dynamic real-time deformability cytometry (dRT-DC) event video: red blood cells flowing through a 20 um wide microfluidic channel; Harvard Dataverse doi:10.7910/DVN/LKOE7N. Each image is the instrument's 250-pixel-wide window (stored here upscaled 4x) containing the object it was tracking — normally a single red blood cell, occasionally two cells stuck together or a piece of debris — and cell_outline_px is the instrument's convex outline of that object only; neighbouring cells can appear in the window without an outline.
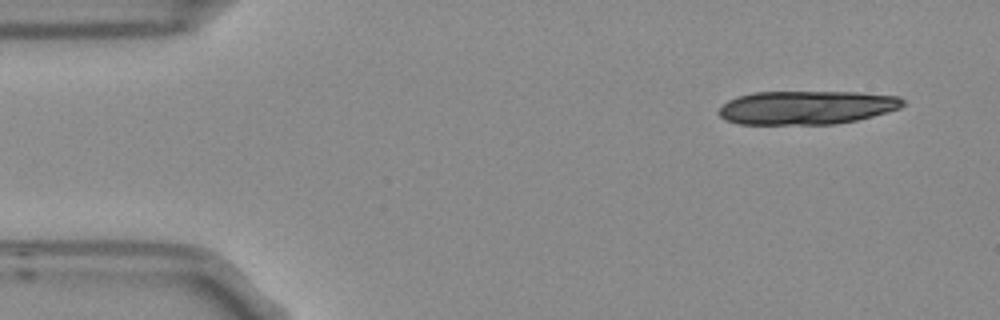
{"species": "Egyptian fruit bat (a non-hibernating species)", "species_latin": "Rousettus aegyptiacus", "temperature_condition": "room temperature", "stored_images_in_passage": 6, "camera_frame_rate_fps": 3000, "um_per_image_px": 0.085, "frame": {"image": 1, "passage_image": 1, "time_ms": 0.0, "image_size_px": [1000, 320], "cell_outline_px": [[904, 104], [900, 108], [872, 116], [856, 120], [836, 124], [740, 124], [724, 120], [720, 116], [720, 108], [728, 100], [752, 92], [856, 92], [900, 96], [904, 100]], "centroid_in_image_um": [68.57, 9.14], "position_along_channel_um": 16.4, "area_um2": 36.01}}
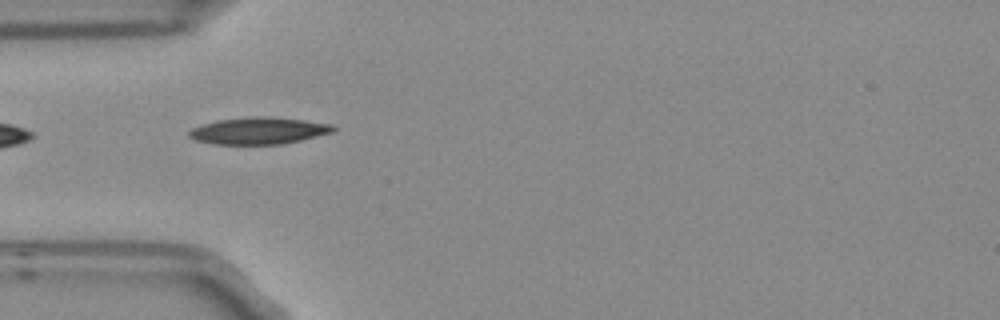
{"frame": {"image": 2, "passage_image": 4, "time_ms": 1.0, "image_size_px": [1000, 320], "cell_outline_px": [[336, 128], [332, 132], [300, 140], [280, 144], [216, 144], [196, 140], [188, 136], [188, 132], [192, 128], [216, 120], [248, 116], [272, 116], [304, 120], [332, 124]], "centroid_in_image_um": [21.98, 11.1], "position_along_channel_um": 63.0, "area_um2": 22.54}}
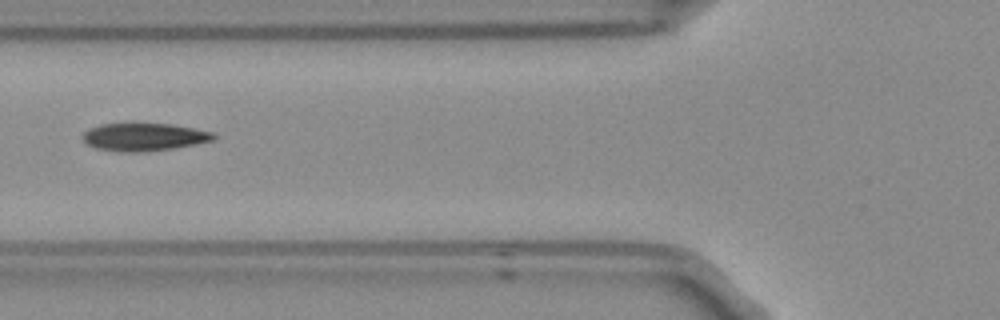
{"frame": {"image": 3, "passage_image": 5, "time_ms": 1.333, "image_size_px": [1000, 320], "cell_outline_px": [[216, 140], [172, 148], [144, 152], [124, 152], [96, 148], [88, 144], [84, 140], [84, 132], [100, 124], [132, 120], [172, 124], [212, 132], [216, 136]], "centroid_in_image_um": [12.24, 11.59], "position_along_channel_um": 113.6, "area_um2": 21.85}}